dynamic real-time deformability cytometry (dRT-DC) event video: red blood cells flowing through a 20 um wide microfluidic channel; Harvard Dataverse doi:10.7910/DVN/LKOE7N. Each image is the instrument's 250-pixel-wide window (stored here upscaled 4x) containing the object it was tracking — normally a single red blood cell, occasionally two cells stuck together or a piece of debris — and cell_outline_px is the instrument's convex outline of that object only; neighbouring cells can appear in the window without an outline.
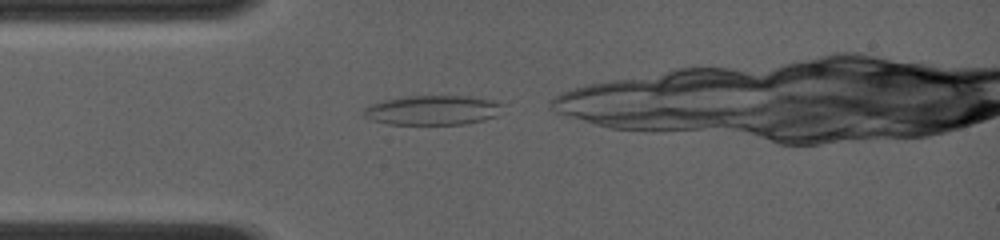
{"species": "common noctule bat (a hibernating species)", "species_latin": "Nyctalus noctula", "temperature_condition": "room temperature", "stored_images_in_passage": 27, "camera_frame_rate_fps": 4000, "um_per_image_px": 0.085, "animal": {"sex": "female", "body_mass_g": 19.0, "forearm_length_mm": 56.7}, "frame": {"image": 1, "passage_image": 1, "time_ms": 0.0, "image_size_px": [1000, 240], "cell_outline_px": [[504, 104], [496, 116], [484, 120], [464, 124], [388, 124], [372, 120], [364, 116], [364, 108], [380, 100], [404, 96], [468, 96], [492, 100]], "centroid_in_image_um": [36.76, 9.36], "position_along_channel_um": 48.2, "area_um2": 23.99}}
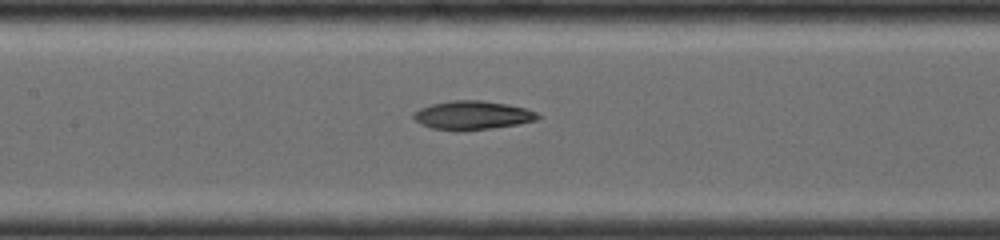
{"frame": {"image": 2, "passage_image": 13, "time_ms": 3.0, "image_size_px": [1000, 240], "cell_outline_px": [[540, 116], [536, 120], [520, 124], [464, 132], [456, 132], [432, 128], [420, 124], [412, 116], [412, 112], [420, 108], [432, 104], [452, 100], [484, 100], [524, 108], [536, 112]], "centroid_in_image_um": [40.11, 9.82], "position_along_channel_um": 167.3, "area_um2": 21.04}}
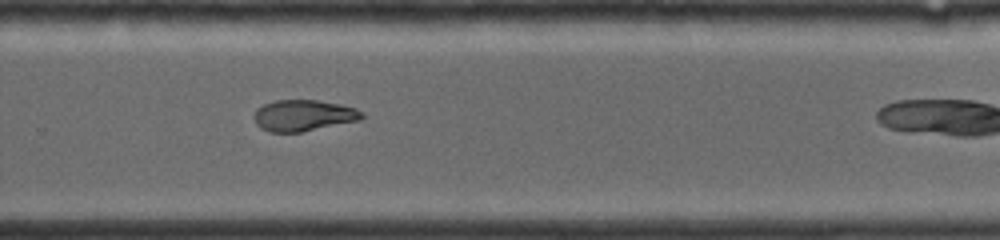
{"frame": {"image": 3, "passage_image": 26, "time_ms": 6.25, "image_size_px": [1000, 240], "cell_outline_px": [[364, 116], [360, 120], [300, 132], [268, 132], [260, 128], [256, 124], [256, 108], [264, 104], [276, 100], [316, 100], [340, 104], [356, 108]], "centroid_in_image_um": [25.78, 9.81], "position_along_channel_um": 304.0, "area_um2": 19.42}}